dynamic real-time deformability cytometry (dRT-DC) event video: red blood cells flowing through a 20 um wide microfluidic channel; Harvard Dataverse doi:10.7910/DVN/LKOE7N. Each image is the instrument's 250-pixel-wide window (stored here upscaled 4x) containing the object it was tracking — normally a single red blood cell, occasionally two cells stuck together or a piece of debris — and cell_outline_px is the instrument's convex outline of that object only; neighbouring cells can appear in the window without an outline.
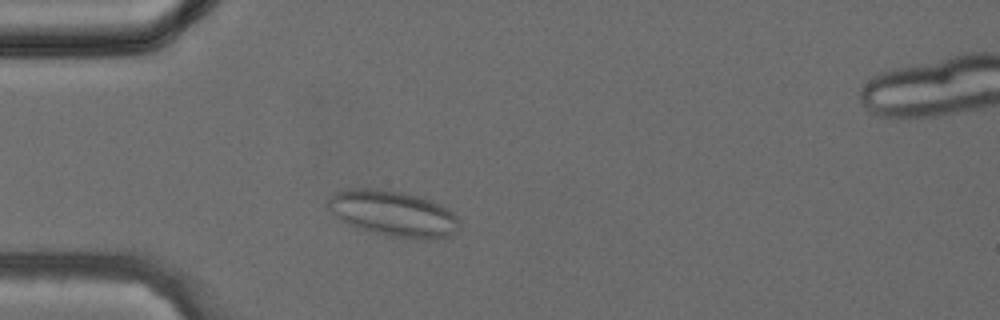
{"species": "common noctule bat (a hibernating species)", "species_latin": "Nyctalus noctula", "temperature_condition": "cold", "stored_images_in_passage": 37, "camera_frame_rate_fps": 3000, "um_per_image_px": 0.085, "animal": {"sex": "female", "body_mass_g": 24.6, "forearm_length_mm": 56.2}, "frame": {"image": 1, "passage_image": 6, "time_ms": 1.667, "image_size_px": [1000, 320], "cell_outline_px": [[460, 220], [456, 232], [452, 236], [432, 240], [424, 240], [392, 236], [356, 228], [340, 220], [324, 204], [336, 192], [348, 188], [380, 188], [400, 192], [416, 196], [440, 204], [452, 212]], "centroid_in_image_um": [33.42, 18.16], "position_along_channel_um": 51.6, "area_um2": 35.14}}
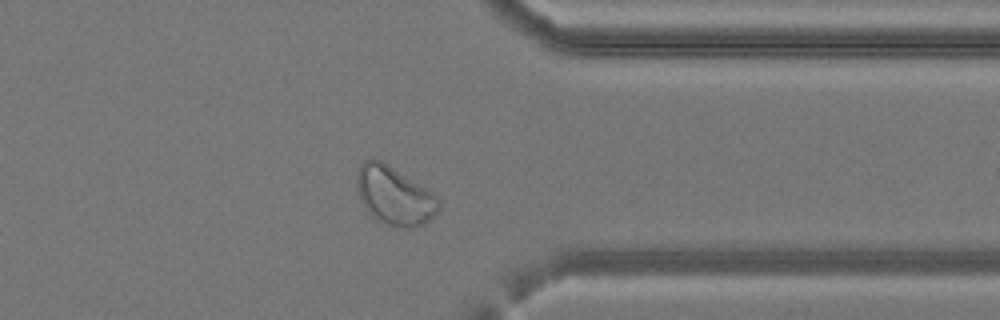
{"frame": {"image": 2, "passage_image": 27, "time_ms": 8.667, "image_size_px": [1000, 320], "cell_outline_px": [[440, 208], [424, 224], [412, 228], [400, 228], [376, 220], [364, 208], [360, 200], [356, 188], [356, 176], [360, 164], [364, 160], [372, 156], [388, 164], [432, 192], [440, 200]], "centroid_in_image_um": [33.48, 16.62], "position_along_channel_um": 377.9, "area_um2": 28.09}}